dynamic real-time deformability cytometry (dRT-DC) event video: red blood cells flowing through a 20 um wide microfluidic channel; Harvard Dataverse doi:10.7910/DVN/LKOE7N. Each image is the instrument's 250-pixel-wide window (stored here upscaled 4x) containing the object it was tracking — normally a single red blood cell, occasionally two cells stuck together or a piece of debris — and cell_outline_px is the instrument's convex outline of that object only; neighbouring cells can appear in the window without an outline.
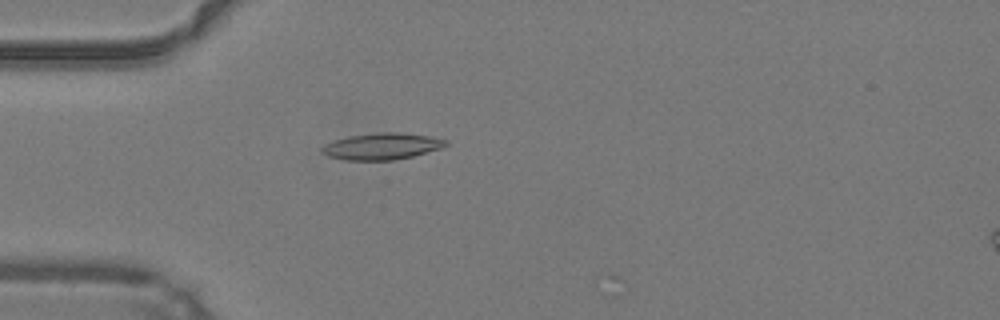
{"species": "common noctule bat (a hibernating species)", "species_latin": "Nyctalus noctula", "temperature_condition": "warm", "stored_images_in_passage": 44, "camera_frame_rate_fps": 3000, "um_per_image_px": 0.085, "animal": {"sex": "male", "body_mass_g": 19.2, "forearm_length_mm": 51.8}, "frame": {"image": 1, "passage_image": 14, "time_ms": 4.333, "image_size_px": [1000, 320], "cell_outline_px": [[448, 144], [440, 148], [412, 156], [392, 160], [344, 160], [328, 156], [320, 152], [320, 148], [324, 144], [348, 136], [380, 132], [400, 132], [428, 136], [448, 140]], "centroid_in_image_um": [32.42, 12.43], "position_along_channel_um": 52.6, "area_um2": 19.07}}
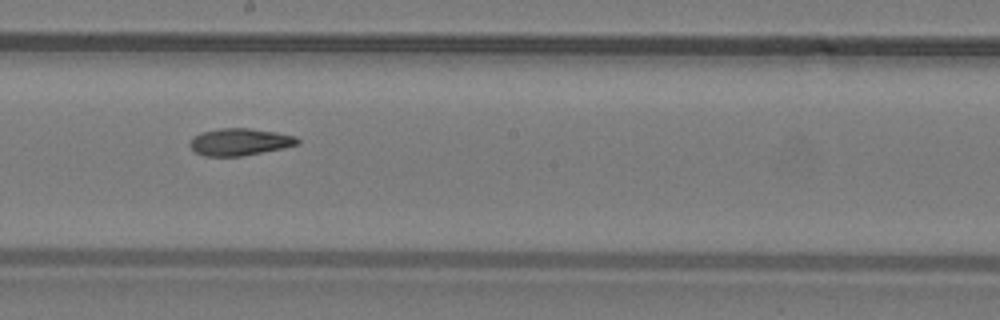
{"frame": {"image": 2, "passage_image": 27, "time_ms": 8.667, "image_size_px": [1000, 320], "cell_outline_px": [[300, 144], [284, 148], [240, 156], [204, 156], [196, 152], [188, 144], [192, 136], [200, 132], [220, 128], [248, 128], [276, 132], [296, 136], [300, 140]], "centroid_in_image_um": [20.37, 12.05], "position_along_channel_um": 227.8, "area_um2": 17.11}}
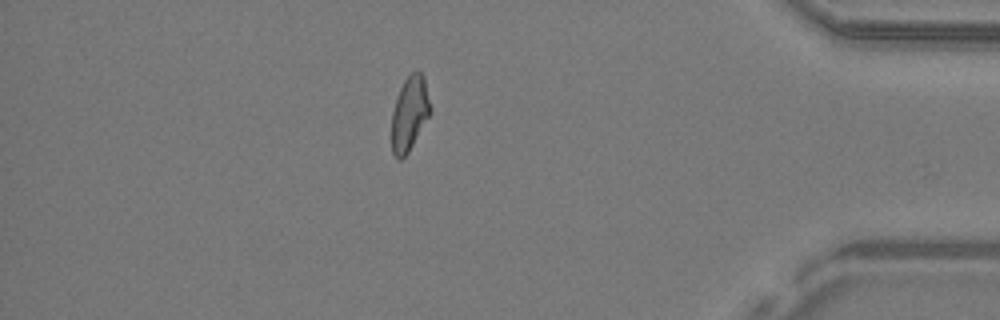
{"frame": {"image": 3, "passage_image": 42, "time_ms": 13.667, "image_size_px": [1000, 320], "cell_outline_px": [[432, 108], [428, 116], [408, 152], [400, 160], [396, 160], [392, 152], [392, 112], [400, 88], [404, 80], [412, 72], [420, 72], [424, 76]], "centroid_in_image_um": [34.81, 9.65], "position_along_channel_um": 400.4, "area_um2": 16.53}, "authors_computed_cell_mechanics": {"area_um2": 17.3978, "velocity_mm_per_s": 4.2607, "shape_relaxation_time_tau1_ms": null, "shape_relaxation_time_tau2_ms": 3.8392, "deformation_change_tau1": null, "deformation_change_tau2": 0.1065}}